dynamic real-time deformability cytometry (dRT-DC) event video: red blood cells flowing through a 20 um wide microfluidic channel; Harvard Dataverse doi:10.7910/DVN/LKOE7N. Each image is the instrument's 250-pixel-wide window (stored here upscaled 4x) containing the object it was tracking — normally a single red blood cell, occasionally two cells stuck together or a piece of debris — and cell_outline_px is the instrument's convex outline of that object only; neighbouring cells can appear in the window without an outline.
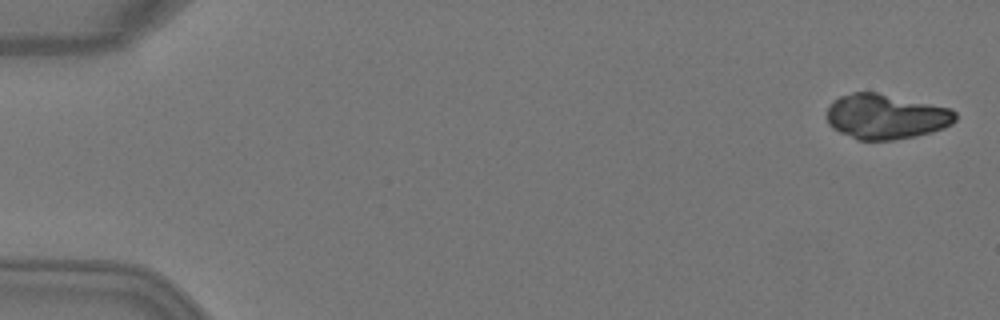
{"species": "Egyptian fruit bat (a non-hibernating species)", "species_latin": "Rousettus aegyptiacus", "temperature_condition": "warm", "stored_images_in_passage": 5, "camera_frame_rate_fps": 3000, "um_per_image_px": 0.085, "animal": {"sex": "female"}, "frame": {"image": 1, "passage_image": 1, "time_ms": 0.0, "image_size_px": [1000, 320], "cell_outline_px": [[956, 120], [952, 124], [944, 128], [932, 132], [916, 136], [896, 140], [856, 140], [832, 128], [828, 124], [828, 108], [832, 100], [840, 96], [852, 92], [876, 92], [952, 108], [956, 112]], "centroid_in_image_um": [75.32, 9.91], "position_along_channel_um": 9.7, "area_um2": 33.99}}